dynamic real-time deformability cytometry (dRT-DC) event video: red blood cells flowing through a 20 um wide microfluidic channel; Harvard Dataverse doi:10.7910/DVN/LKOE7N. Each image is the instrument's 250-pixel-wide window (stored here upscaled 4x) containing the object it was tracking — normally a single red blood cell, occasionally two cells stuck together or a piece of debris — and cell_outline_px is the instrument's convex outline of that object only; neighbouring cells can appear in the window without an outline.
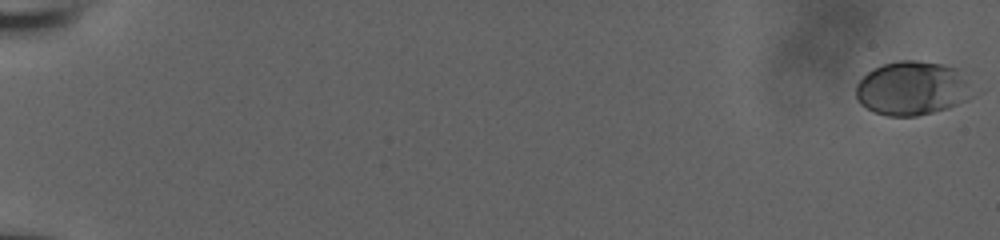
{"species": "human", "species_latin": "Homo sapiens", "temperature_condition": "room temperature", "stored_images_in_passage": 57, "camera_frame_rate_fps": 3000, "um_per_image_px": 0.085, "donor": {"sex": "male"}, "frame": {"image": 1, "passage_image": 1, "time_ms": 0.0, "image_size_px": [1000, 240], "cell_outline_px": [[976, 92], [968, 100], [948, 108], [916, 116], [888, 116], [872, 112], [860, 104], [856, 100], [856, 84], [872, 68], [884, 64], [900, 60], [916, 60], [944, 64], [956, 68], [976, 88]], "centroid_in_image_um": [77.57, 7.51], "position_along_channel_um": 7.4, "area_um2": 37.28}}
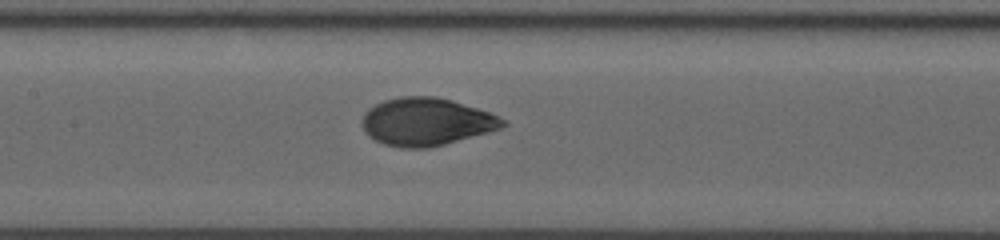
{"frame": {"image": 2, "passage_image": 31, "time_ms": 10.0, "image_size_px": [1000, 240], "cell_outline_px": [[508, 124], [500, 128], [488, 132], [444, 144], [428, 148], [400, 148], [384, 144], [368, 136], [360, 120], [364, 112], [368, 108], [384, 100], [400, 96], [436, 96], [452, 100], [488, 112], [508, 120]], "centroid_in_image_um": [36.21, 10.34], "position_along_channel_um": 171.2, "area_um2": 39.19}}
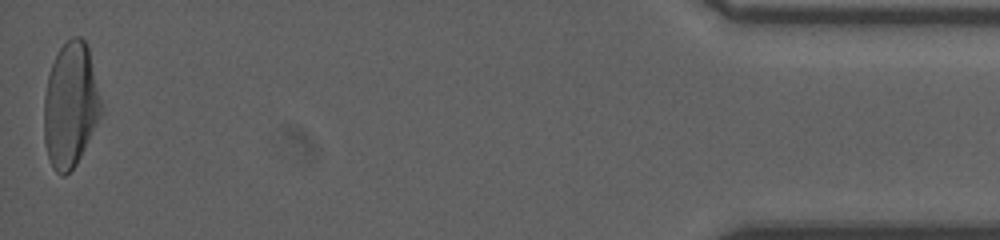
{"frame": {"image": 3, "passage_image": 57, "time_ms": 18.667, "image_size_px": [1000, 240], "cell_outline_px": [[104, 112], [76, 164], [64, 176], [60, 176], [52, 168], [48, 156], [44, 140], [44, 96], [48, 76], [52, 64], [60, 48], [72, 36], [80, 36], [88, 44]], "centroid_in_image_um": [6.01, 8.93], "position_along_channel_um": 429.2, "area_um2": 41.85}, "authors_computed_cell_mechanics": {"area_um2": 37.6278, "velocity_mm_per_s": 3.921, "shape_relaxation_time_tau1_ms": 3.0897, "shape_relaxation_time_tau2_ms": null, "deformation_change_tau1": 0.1587, "deformation_change_tau2": null}}